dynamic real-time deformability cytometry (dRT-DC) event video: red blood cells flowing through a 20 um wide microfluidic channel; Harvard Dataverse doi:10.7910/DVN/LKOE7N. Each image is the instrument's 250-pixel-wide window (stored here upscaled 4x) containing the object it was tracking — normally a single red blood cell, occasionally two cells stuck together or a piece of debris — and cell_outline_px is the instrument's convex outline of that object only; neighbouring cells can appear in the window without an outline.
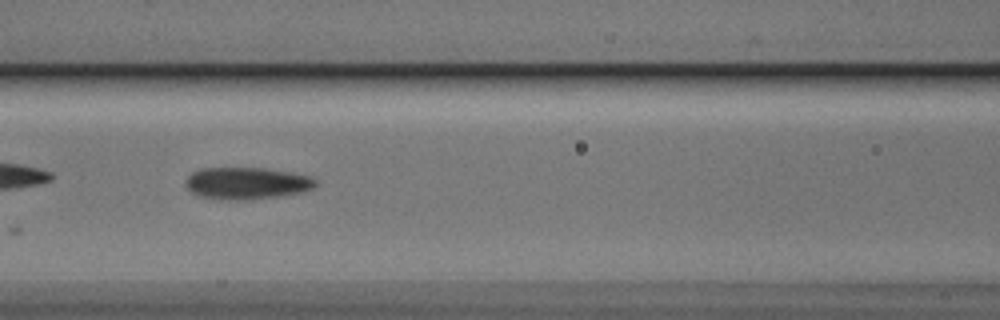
{"species": "Egyptian fruit bat (a non-hibernating species)", "species_latin": "Rousettus aegyptiacus", "temperature_condition": "cold", "stored_images_in_passage": 10, "camera_frame_rate_fps": 3000, "um_per_image_px": 0.085, "animal": {"sex": "male"}, "frame": {"image": 1, "passage_image": 7, "time_ms": 2.0, "image_size_px": [1000, 320], "cell_outline_px": [[316, 184], [312, 188], [304, 192], [280, 196], [248, 200], [220, 200], [200, 196], [192, 192], [184, 184], [188, 176], [192, 172], [200, 168], [264, 168], [292, 172], [308, 176], [316, 180]], "centroid_in_image_um": [20.96, 15.58], "position_along_channel_um": 145.6, "area_um2": 24.39}}